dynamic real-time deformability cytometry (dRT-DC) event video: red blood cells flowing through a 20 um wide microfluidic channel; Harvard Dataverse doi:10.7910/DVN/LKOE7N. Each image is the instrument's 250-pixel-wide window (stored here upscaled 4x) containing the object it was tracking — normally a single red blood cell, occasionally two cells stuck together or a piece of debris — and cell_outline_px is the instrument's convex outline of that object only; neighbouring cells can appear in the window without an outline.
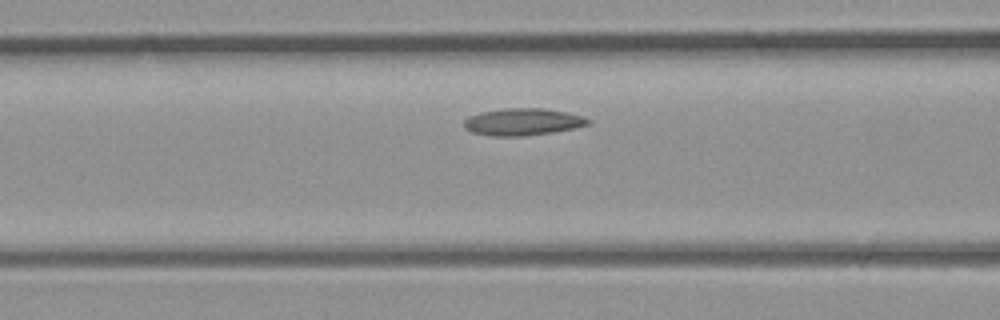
{"species": "common noctule bat (a hibernating species)", "species_latin": "Nyctalus noctula", "temperature_condition": "room temperature", "stored_images_in_passage": 3, "camera_frame_rate_fps": 3000, "um_per_image_px": 0.085, "animal": {"sex": "male", "body_mass_g": 23.1, "forearm_length_mm": 52.7}, "frame": {"image": 1, "passage_image": 3, "time_ms": 0.667, "image_size_px": [1000, 320], "cell_outline_px": [[592, 124], [552, 132], [524, 136], [492, 136], [472, 132], [464, 128], [464, 120], [468, 116], [480, 112], [504, 108], [544, 108], [568, 112], [584, 116], [592, 120]], "centroid_in_image_um": [44.45, 10.35], "position_along_channel_um": 122.1, "area_um2": 19.77}}